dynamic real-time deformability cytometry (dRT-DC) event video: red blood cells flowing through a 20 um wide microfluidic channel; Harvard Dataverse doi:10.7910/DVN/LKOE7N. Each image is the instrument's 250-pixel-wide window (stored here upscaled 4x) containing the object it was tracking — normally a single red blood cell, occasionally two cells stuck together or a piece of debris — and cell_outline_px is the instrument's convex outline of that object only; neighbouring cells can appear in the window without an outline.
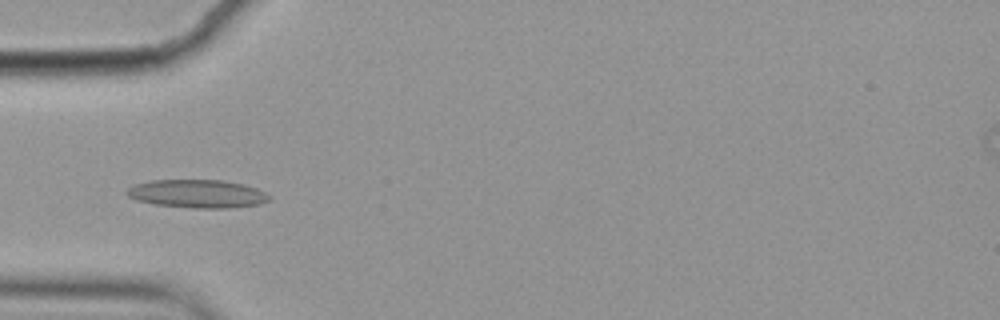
{"species": "common noctule bat (a hibernating species)", "species_latin": "Nyctalus noctula", "temperature_condition": "cold", "stored_images_in_passage": 7, "camera_frame_rate_fps": 3000, "um_per_image_px": 0.085, "animal": {"sex": "female", "body_mass_g": 19.9}, "frame": {"image": 1, "passage_image": 6, "time_ms": 1.667, "image_size_px": [1000, 320], "cell_outline_px": [[272, 200], [260, 204], [232, 208], [196, 208], [152, 204], [136, 200], [128, 196], [124, 192], [132, 184], [152, 180], [220, 180], [244, 184], [256, 188], [272, 196]], "centroid_in_image_um": [16.78, 16.47], "position_along_channel_um": 68.2, "area_um2": 23.7}}
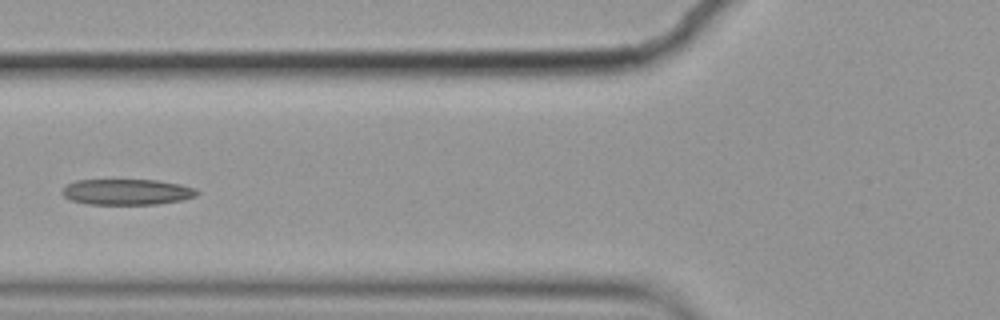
{"frame": {"image": 2, "passage_image": 7, "time_ms": 2.0, "image_size_px": [1000, 320], "cell_outline_px": [[200, 192], [196, 196], [180, 200], [156, 204], [88, 204], [72, 200], [64, 196], [60, 192], [68, 184], [76, 180], [156, 180], [180, 184], [196, 188]], "centroid_in_image_um": [10.8, 16.31], "position_along_channel_um": 115.0, "area_um2": 20.17}}